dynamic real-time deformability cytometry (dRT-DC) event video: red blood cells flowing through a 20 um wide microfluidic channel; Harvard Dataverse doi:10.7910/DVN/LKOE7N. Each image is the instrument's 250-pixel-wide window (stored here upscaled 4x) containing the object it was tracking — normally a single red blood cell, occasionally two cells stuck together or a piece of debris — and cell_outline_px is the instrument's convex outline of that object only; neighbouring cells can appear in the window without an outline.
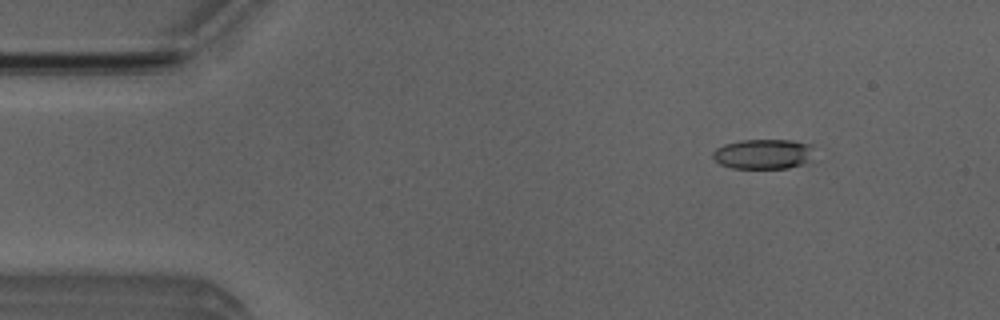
{"species": "Egyptian fruit bat (a non-hibernating species)", "species_latin": "Rousettus aegyptiacus", "temperature_condition": "room temperature", "stored_images_in_passage": 49, "camera_frame_rate_fps": 3000, "um_per_image_px": 0.085, "animal": {"sex": "male"}, "frame": {"image": 1, "passage_image": 4, "time_ms": 1.0, "image_size_px": [1000, 320], "cell_outline_px": [[812, 144], [808, 160], [804, 164], [788, 168], [732, 168], [720, 164], [712, 156], [712, 152], [716, 148], [724, 144], [740, 140], [792, 140]], "centroid_in_image_um": [64.83, 13.09], "position_along_channel_um": 20.2, "area_um2": 17.57}}
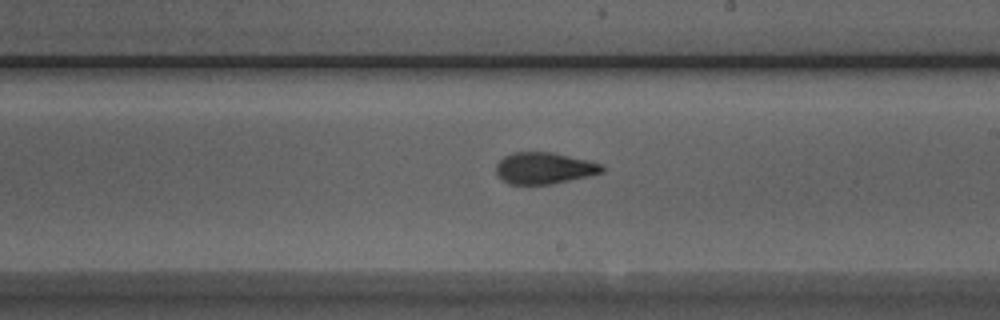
{"frame": {"image": 2, "passage_image": 27, "time_ms": 8.667, "image_size_px": [1000, 320], "cell_outline_px": [[604, 172], [588, 176], [552, 184], [508, 184], [496, 172], [496, 164], [504, 156], [512, 152], [552, 152], [588, 160], [604, 164]], "centroid_in_image_um": [46.28, 14.28], "position_along_channel_um": 242.7, "area_um2": 19.48}}
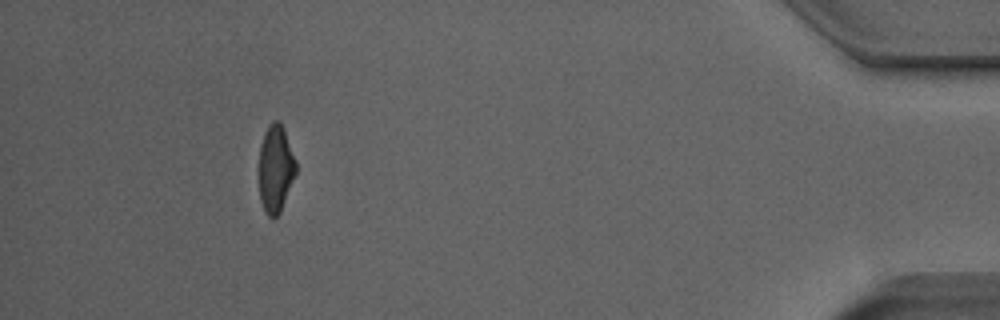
{"frame": {"image": 3, "passage_image": 45, "time_ms": 14.667, "image_size_px": [1000, 320], "cell_outline_px": [[296, 172], [280, 212], [272, 220], [268, 216], [260, 200], [260, 144], [264, 132], [272, 120], [280, 120], [284, 128], [296, 160]], "centroid_in_image_um": [23.43, 14.29], "position_along_channel_um": 411.8, "area_um2": 18.73}, "authors_computed_cell_mechanics": {"area_um2": 19.4786, "velocity_mm_per_s": 3.9427, "shape_relaxation_time_tau1_ms": 5.5525, "shape_relaxation_time_tau2_ms": 2.2387, "deformation_change_tau1": 0.1669, "deformation_change_tau2": 0.1009}}